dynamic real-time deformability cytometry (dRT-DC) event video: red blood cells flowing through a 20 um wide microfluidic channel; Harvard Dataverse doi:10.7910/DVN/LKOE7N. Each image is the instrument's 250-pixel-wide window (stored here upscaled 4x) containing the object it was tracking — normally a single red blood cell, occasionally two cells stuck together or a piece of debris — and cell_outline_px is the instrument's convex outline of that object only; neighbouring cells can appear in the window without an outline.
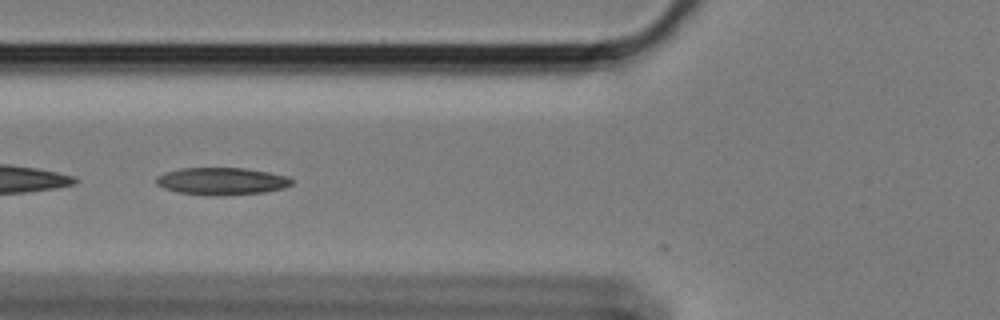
{"species": "Egyptian fruit bat (a non-hibernating species)", "species_latin": "Rousettus aegyptiacus", "temperature_condition": "cold", "stored_images_in_passage": 34, "camera_frame_rate_fps": 3000, "um_per_image_px": 0.085, "animal": {"sex": "female"}, "frame": {"image": 1, "passage_image": 2, "time_ms": 0.333, "image_size_px": [1000, 320], "cell_outline_px": [[296, 180], [292, 184], [284, 188], [264, 192], [220, 196], [208, 196], [176, 192], [164, 188], [156, 184], [156, 176], [180, 168], [244, 168], [268, 172], [288, 176]], "centroid_in_image_um": [18.87, 15.41], "position_along_channel_um": 106.9, "area_um2": 21.79}}
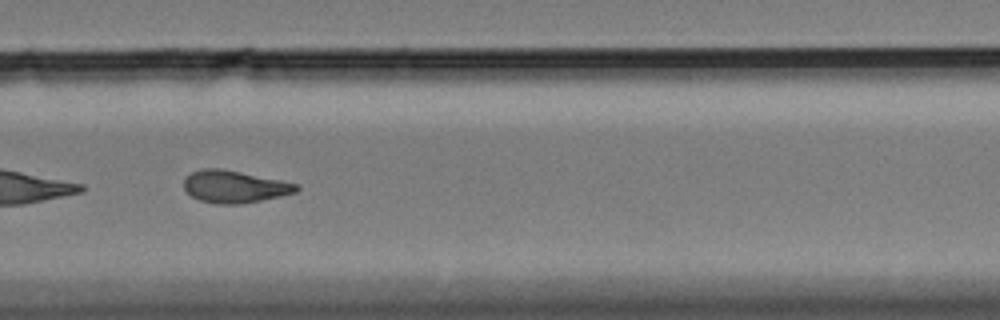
{"frame": {"image": 2, "passage_image": 20, "time_ms": 6.333, "image_size_px": [1000, 320], "cell_outline_px": [[300, 188], [296, 192], [280, 196], [240, 204], [216, 204], [200, 200], [192, 196], [184, 188], [184, 180], [192, 172], [204, 168], [220, 168], [300, 184]], "centroid_in_image_um": [19.94, 15.86], "position_along_channel_um": 309.9, "area_um2": 20.92}, "authors_computed_cell_mechanics": {"area_um2": 20.8947, "velocity_mm_per_s": 3.3722, "shape_relaxation_time_tau1_ms": 10.6124, "shape_relaxation_time_tau2_ms": 3.1092, "deformation_change_tau1": 0.2352, "deformation_change_tau2": 0.1004}}